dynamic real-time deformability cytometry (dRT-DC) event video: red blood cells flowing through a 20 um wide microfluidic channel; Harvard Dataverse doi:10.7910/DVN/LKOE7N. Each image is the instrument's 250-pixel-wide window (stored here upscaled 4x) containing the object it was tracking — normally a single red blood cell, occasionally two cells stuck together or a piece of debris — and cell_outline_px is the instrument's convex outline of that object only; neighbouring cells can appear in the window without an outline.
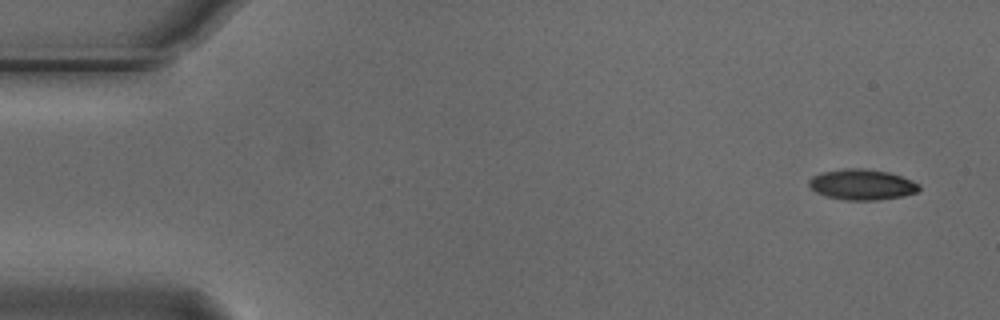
{"species": "Egyptian fruit bat (a non-hibernating species)", "species_latin": "Rousettus aegyptiacus", "temperature_condition": "cold", "stored_images_in_passage": 4, "camera_frame_rate_fps": 3000, "um_per_image_px": 0.085, "animal": {"sex": "male"}, "frame": {"image": 1, "passage_image": 1, "time_ms": 0.0, "image_size_px": [1000, 320], "cell_outline_px": [[920, 188], [916, 192], [904, 196], [876, 200], [848, 200], [828, 196], [816, 192], [808, 184], [808, 180], [812, 176], [820, 172], [844, 168], [864, 168], [888, 172], [912, 180], [920, 184]], "centroid_in_image_um": [73.26, 15.67], "position_along_channel_um": 11.7, "area_um2": 19.65}}
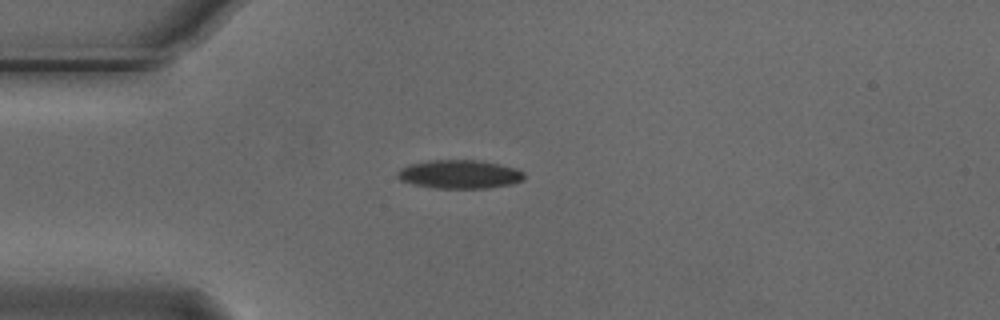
{"frame": {"image": 2, "passage_image": 4, "time_ms": 1.0, "image_size_px": [1000, 320], "cell_outline_px": [[524, 180], [512, 184], [488, 188], [436, 188], [416, 184], [400, 180], [396, 176], [396, 172], [400, 168], [408, 164], [428, 160], [476, 160], [500, 164], [516, 168], [524, 172]], "centroid_in_image_um": [39.06, 14.8], "position_along_channel_um": 45.9, "area_um2": 21.21}}